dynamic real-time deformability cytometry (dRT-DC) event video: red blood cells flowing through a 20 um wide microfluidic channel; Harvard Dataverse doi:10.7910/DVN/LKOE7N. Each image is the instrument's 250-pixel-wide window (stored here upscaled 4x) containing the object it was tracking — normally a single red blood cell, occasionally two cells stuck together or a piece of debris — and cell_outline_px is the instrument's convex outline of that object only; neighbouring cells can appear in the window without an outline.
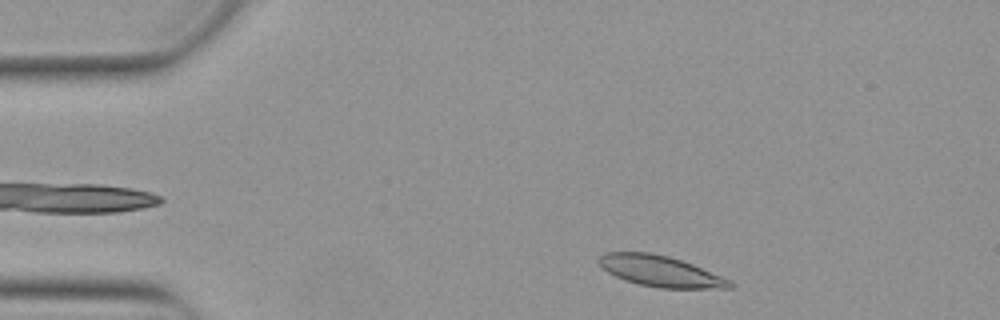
{"species": "Egyptian fruit bat (a non-hibernating species)", "species_latin": "Rousettus aegyptiacus", "temperature_condition": "warm", "stored_images_in_passage": 41, "camera_frame_rate_fps": 3000, "um_per_image_px": 0.085, "animal": {"sex": "female"}, "frame": {"image": 1, "passage_image": 3, "time_ms": 0.667, "image_size_px": [1000, 320], "cell_outline_px": [[736, 284], [732, 288], [660, 288], [640, 284], [624, 280], [608, 272], [596, 260], [604, 252], [652, 252], [668, 256], [692, 264], [732, 280]], "centroid_in_image_um": [56.15, 23.05], "position_along_channel_um": 28.8, "area_um2": 23.58}}
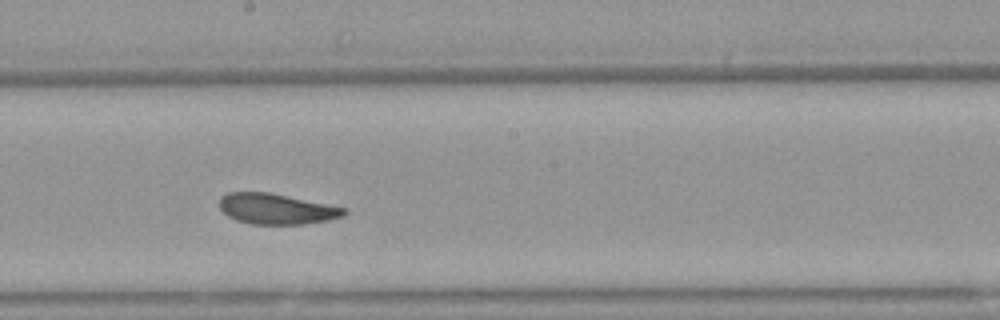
{"frame": {"image": 2, "passage_image": 23, "time_ms": 7.333, "image_size_px": [1000, 320], "cell_outline_px": [[348, 212], [344, 216], [328, 220], [304, 224], [252, 224], [236, 220], [228, 216], [220, 208], [220, 196], [228, 192], [268, 192], [348, 208]], "centroid_in_image_um": [23.52, 17.75], "position_along_channel_um": 224.7, "area_um2": 22.25}}
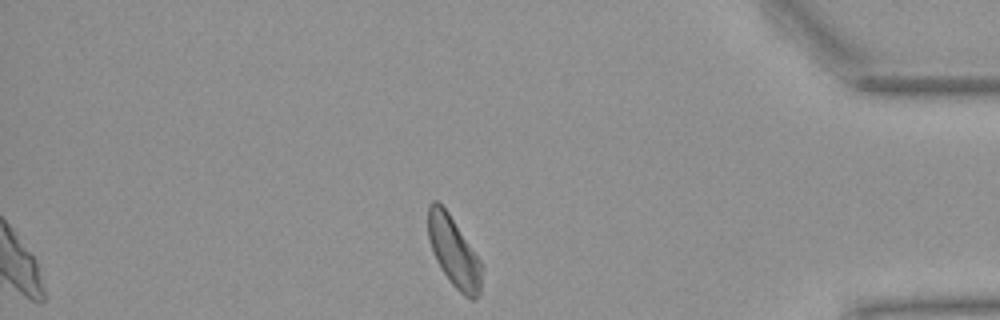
{"frame": {"image": 3, "passage_image": 39, "time_ms": 12.667, "image_size_px": [1000, 320], "cell_outline_px": [[480, 292], [476, 300], [472, 300], [464, 296], [452, 284], [436, 260], [428, 240], [428, 204], [432, 200], [436, 200], [448, 212], [480, 260]], "centroid_in_image_um": [38.54, 21.39], "position_along_channel_um": 396.7, "area_um2": 21.44}, "authors_computed_cell_mechanics": {"area_um2": 23.12, "velocity_mm_per_s": 3.8528, "shape_relaxation_time_tau1_ms": 3.6359, "shape_relaxation_time_tau2_ms": 2.257, "deformation_change_tau1": 0.1293, "deformation_change_tau2": 0.0788}}